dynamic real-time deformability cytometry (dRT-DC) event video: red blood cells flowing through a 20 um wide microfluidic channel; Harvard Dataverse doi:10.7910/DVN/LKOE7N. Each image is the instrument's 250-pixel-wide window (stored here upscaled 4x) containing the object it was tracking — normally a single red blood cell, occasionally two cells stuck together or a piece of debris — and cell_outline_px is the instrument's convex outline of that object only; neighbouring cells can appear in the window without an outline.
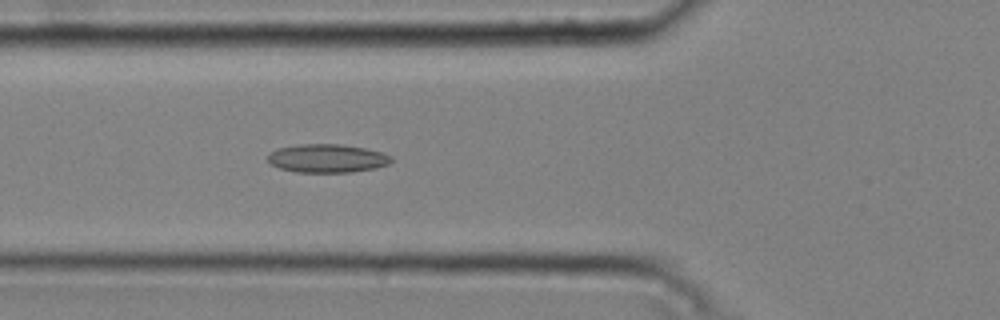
{"species": "common noctule bat (a hibernating species)", "species_latin": "Nyctalus noctula", "temperature_condition": "cold", "stored_images_in_passage": 51, "camera_frame_rate_fps": 3000, "um_per_image_px": 0.085, "animal": {"sex": "male", "body_mass_g": 20.4}, "frame": {"image": 1, "passage_image": 19, "time_ms": 6.0, "image_size_px": [1000, 320], "cell_outline_px": [[392, 160], [388, 164], [376, 168], [352, 172], [296, 172], [280, 168], [272, 164], [268, 160], [268, 152], [280, 148], [300, 144], [340, 144], [364, 148], [380, 152], [392, 156]], "centroid_in_image_um": [27.81, 13.46], "position_along_channel_um": 98.0, "area_um2": 20.35}}
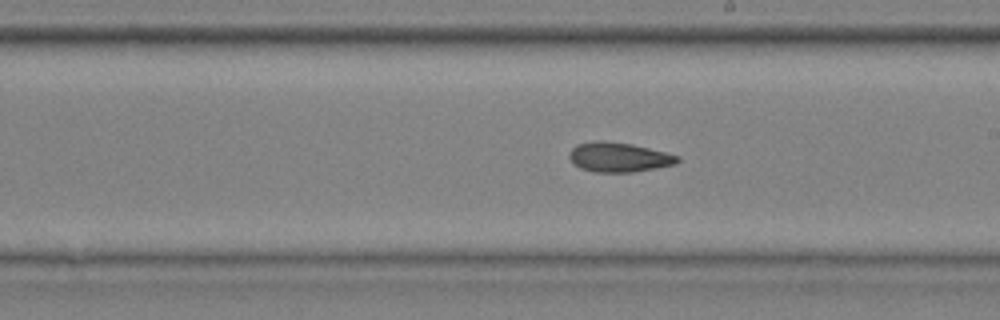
{"frame": {"image": 2, "passage_image": 30, "time_ms": 9.667, "image_size_px": [1000, 320], "cell_outline_px": [[680, 160], [676, 164], [656, 168], [632, 172], [592, 172], [580, 168], [568, 156], [568, 152], [576, 144], [596, 140], [604, 140], [632, 144], [680, 156]], "centroid_in_image_um": [52.58, 13.35], "position_along_channel_um": 236.4, "area_um2": 18.73}}
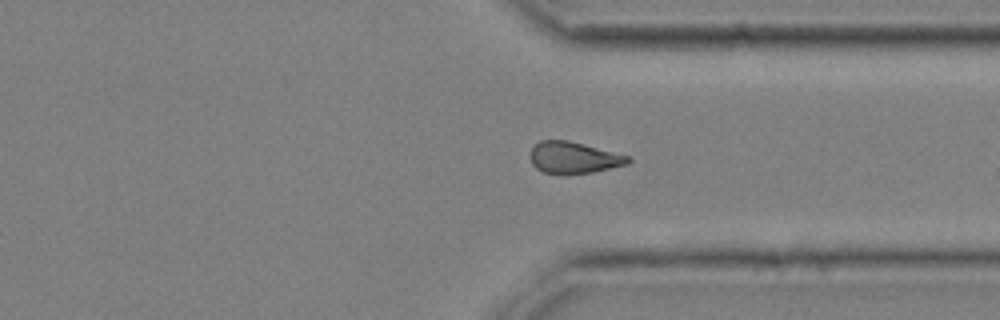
{"frame": {"image": 3, "passage_image": 40, "time_ms": 13.0, "image_size_px": [1000, 320], "cell_outline_px": [[632, 160], [628, 164], [592, 172], [564, 176], [544, 172], [536, 168], [532, 164], [532, 148], [540, 140], [568, 140], [632, 156]], "centroid_in_image_um": [48.81, 13.42], "position_along_channel_um": 362.6, "area_um2": 18.26}, "authors_computed_cell_mechanics": {"area_um2": 18.9584, "velocity_mm_per_s": 3.7709, "shape_relaxation_time_tau1_ms": null, "shape_relaxation_time_tau2_ms": 5.5213, "deformation_change_tau1": null, "deformation_change_tau2": 0.1227}}